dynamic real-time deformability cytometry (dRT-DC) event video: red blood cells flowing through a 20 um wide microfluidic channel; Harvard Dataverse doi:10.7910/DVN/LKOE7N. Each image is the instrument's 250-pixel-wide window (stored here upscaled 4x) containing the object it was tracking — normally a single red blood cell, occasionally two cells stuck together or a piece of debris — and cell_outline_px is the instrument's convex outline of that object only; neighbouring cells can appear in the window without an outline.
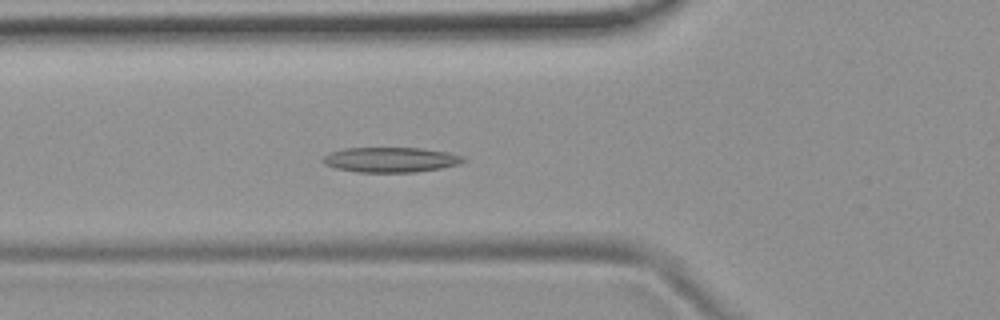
{"species": "common noctule bat (a hibernating species)", "species_latin": "Nyctalus noctula", "temperature_condition": "room temperature", "stored_images_in_passage": 53, "camera_frame_rate_fps": 3000, "um_per_image_px": 0.085, "animal": {"sex": "female", "body_mass_g": 19.9}, "frame": {"image": 1, "passage_image": 19, "time_ms": 6.0, "image_size_px": [1000, 320], "cell_outline_px": [[468, 160], [460, 164], [440, 168], [416, 172], [356, 172], [336, 168], [324, 164], [320, 160], [328, 152], [344, 148], [420, 148], [448, 152], [464, 156]], "centroid_in_image_um": [33.2, 13.57], "position_along_channel_um": 92.6, "area_um2": 20.69}}
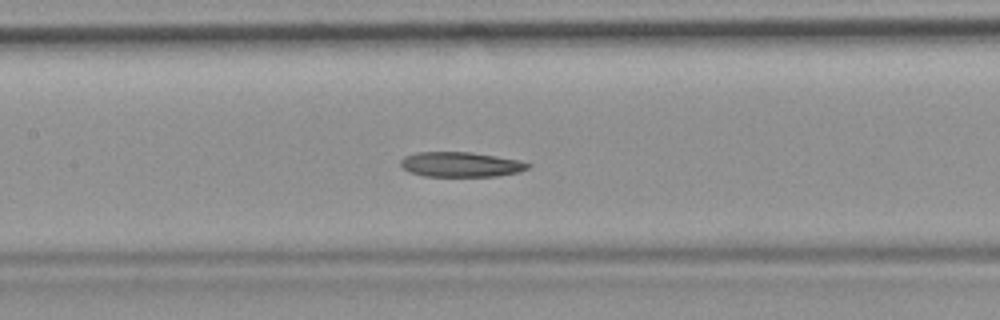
{"frame": {"image": 2, "passage_image": 25, "time_ms": 8.0, "image_size_px": [1000, 320], "cell_outline_px": [[532, 164], [528, 168], [520, 172], [496, 176], [424, 176], [408, 172], [400, 164], [400, 160], [404, 156], [416, 152], [468, 152], [520, 160]], "centroid_in_image_um": [39.15, 13.98], "position_along_channel_um": 168.2, "area_um2": 18.5}}
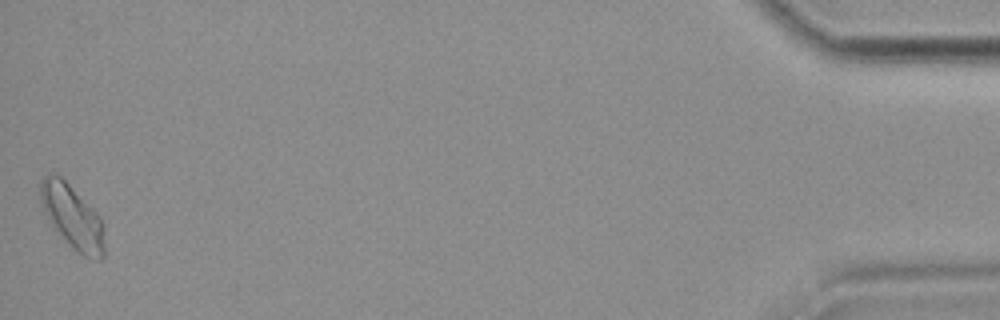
{"frame": {"image": 3, "passage_image": 53, "time_ms": 17.333, "image_size_px": [1000, 320], "cell_outline_px": [[104, 256], [100, 260], [96, 260], [84, 256], [72, 248], [56, 228], [48, 216], [40, 200], [40, 184], [44, 176], [60, 176], [100, 216], [104, 228]], "centroid_in_image_um": [6.21, 18.48], "position_along_channel_um": 429.0, "area_um2": 22.95}}